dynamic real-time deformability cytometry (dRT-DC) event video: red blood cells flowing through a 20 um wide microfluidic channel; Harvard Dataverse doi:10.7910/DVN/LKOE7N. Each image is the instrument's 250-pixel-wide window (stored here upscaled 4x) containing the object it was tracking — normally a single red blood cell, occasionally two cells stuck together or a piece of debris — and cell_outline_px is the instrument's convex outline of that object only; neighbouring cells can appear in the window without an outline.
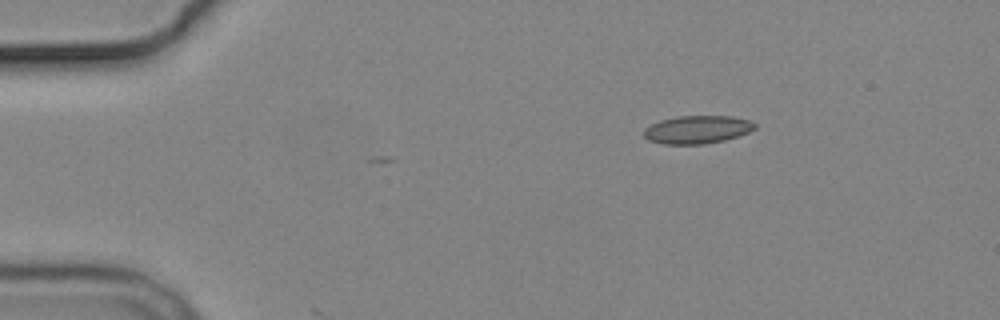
{"species": "common noctule bat (a hibernating species)", "species_latin": "Nyctalus noctula", "temperature_condition": "cold", "stored_images_in_passage": 5, "camera_frame_rate_fps": 3000, "um_per_image_px": 0.085, "animal": {"sex": "male", "body_mass_g": 19.2, "forearm_length_mm": 51.8}, "frame": {"image": 1, "passage_image": 5, "time_ms": 5.333, "image_size_px": [1000, 320], "cell_outline_px": [[756, 128], [748, 132], [724, 140], [704, 144], [664, 144], [648, 140], [644, 136], [644, 128], [660, 120], [676, 116], [732, 116], [752, 120], [756, 124]], "centroid_in_image_um": [59.27, 11.0], "position_along_channel_um": 25.7, "area_um2": 18.15}}